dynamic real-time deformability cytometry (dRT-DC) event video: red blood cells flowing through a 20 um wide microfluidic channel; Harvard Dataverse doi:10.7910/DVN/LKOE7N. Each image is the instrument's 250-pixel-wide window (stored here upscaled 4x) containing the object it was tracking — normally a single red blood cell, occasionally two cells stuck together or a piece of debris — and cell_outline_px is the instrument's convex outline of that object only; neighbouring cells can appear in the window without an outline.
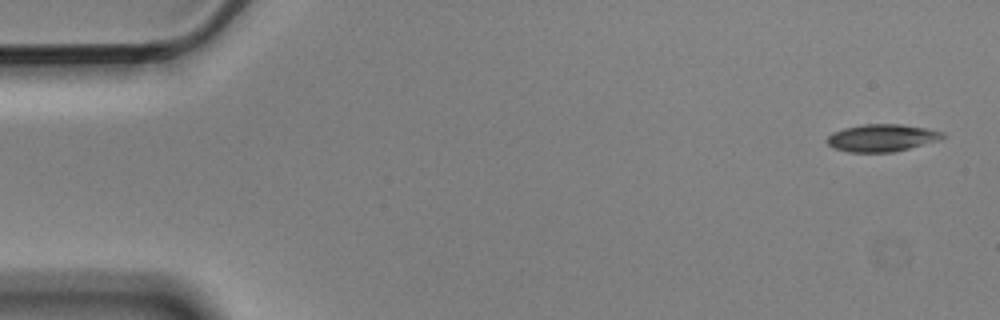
{"species": "Egyptian fruit bat (a non-hibernating species)", "species_latin": "Rousettus aegyptiacus", "temperature_condition": "cold", "stored_images_in_passage": 5, "camera_frame_rate_fps": 3000, "um_per_image_px": 0.085, "animal": {"sex": "male"}, "frame": {"image": 1, "passage_image": 5, "time_ms": 1.333, "image_size_px": [1000, 320], "cell_outline_px": [[944, 136], [940, 140], [892, 152], [848, 152], [836, 148], [828, 144], [824, 140], [832, 132], [844, 128], [864, 124], [900, 124], [924, 128], [944, 132]], "centroid_in_image_um": [74.92, 11.71], "position_along_channel_um": 10.1, "area_um2": 18.26}}